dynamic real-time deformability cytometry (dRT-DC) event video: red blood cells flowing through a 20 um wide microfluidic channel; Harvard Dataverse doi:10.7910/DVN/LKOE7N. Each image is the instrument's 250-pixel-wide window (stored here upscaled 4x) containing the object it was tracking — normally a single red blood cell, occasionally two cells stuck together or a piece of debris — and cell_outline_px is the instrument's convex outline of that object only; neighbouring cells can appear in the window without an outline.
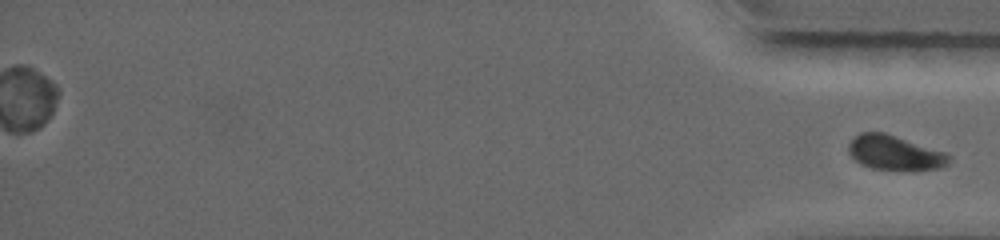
{"species": "common noctule bat (a hibernating species)", "species_latin": "Nyctalus noctula", "temperature_condition": "warm", "stored_images_in_passage": 23, "segment_of_instrument_passage": [2, 2], "camera_frame_rate_fps": 5000, "um_per_image_px": 0.085, "animal": {"sex": "female", "body_mass_g": 19.0, "forearm_length_mm": 56.7}, "frame": {"image": 1, "passage_image": 23, "time_ms": 15.2, "image_size_px": [1000, 240], "cell_outline_px": [[952, 160], [948, 164], [940, 168], [912, 172], [904, 172], [872, 168], [860, 164], [848, 152], [848, 144], [860, 132], [884, 132], [944, 152], [952, 156]], "centroid_in_image_um": [76.09, 13.03], "position_along_channel_um": 359.1, "area_um2": 20.69}}